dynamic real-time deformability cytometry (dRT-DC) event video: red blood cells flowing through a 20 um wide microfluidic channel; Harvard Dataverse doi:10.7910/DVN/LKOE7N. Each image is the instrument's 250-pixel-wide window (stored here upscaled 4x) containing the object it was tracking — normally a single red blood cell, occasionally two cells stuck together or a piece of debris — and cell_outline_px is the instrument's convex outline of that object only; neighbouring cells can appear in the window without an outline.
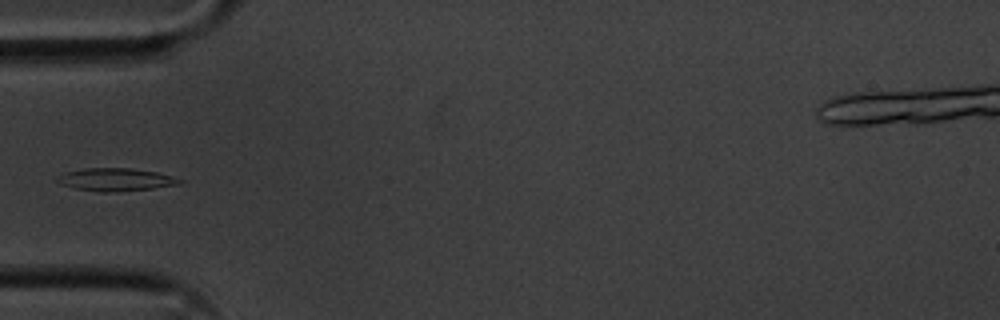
{"species": "common noctule bat (a hibernating species)", "species_latin": "Nyctalus noctula", "temperature_condition": "cold", "stored_images_in_passage": 39, "camera_frame_rate_fps": 3000, "um_per_image_px": 0.085, "animal": {"sex": "male", "body_mass_g": 20.1, "forearm_length_mm": 53.5}, "frame": {"image": 1, "passage_image": 1, "time_ms": 0.0, "image_size_px": [1000, 320], "cell_outline_px": [[184, 180], [180, 184], [152, 188], [116, 192], [100, 192], [76, 188], [60, 184], [56, 180], [56, 176], [64, 172], [84, 168], [132, 168], [156, 172], [172, 176]], "centroid_in_image_um": [9.81, 15.26], "position_along_channel_um": 75.2, "area_um2": 16.3}}
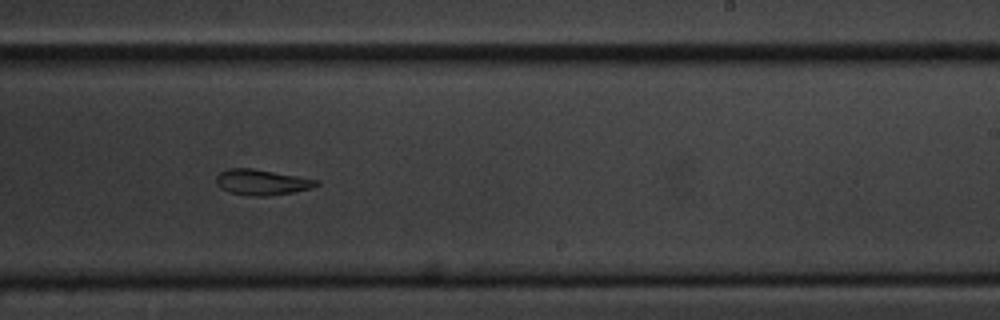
{"frame": {"image": 2, "passage_image": 17, "time_ms": 5.333, "image_size_px": [1000, 320], "cell_outline_px": [[320, 184], [312, 188], [292, 192], [268, 196], [252, 196], [228, 192], [220, 188], [216, 184], [216, 176], [220, 172], [228, 168], [252, 168], [296, 176], [316, 180]], "centroid_in_image_um": [22.2, 15.49], "position_along_channel_um": 266.8, "area_um2": 14.85}}
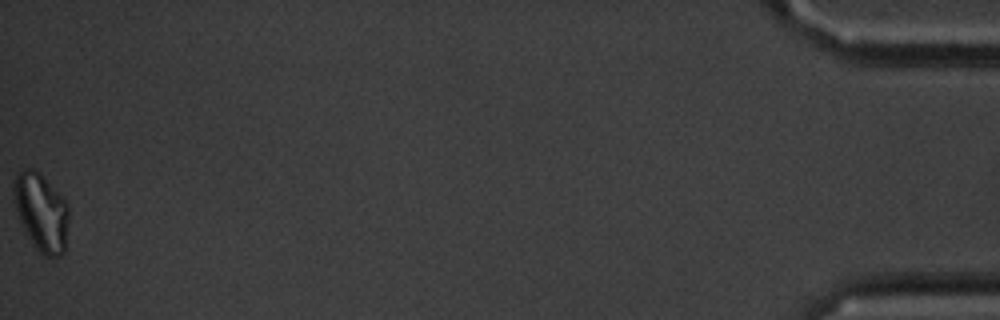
{"frame": {"image": 3, "passage_image": 39, "time_ms": 12.667, "image_size_px": [1000, 320], "cell_outline_px": [[68, 220], [64, 252], [60, 256], [44, 256], [32, 244], [20, 220], [12, 200], [12, 184], [16, 172], [20, 168], [32, 168], [40, 172], [68, 204]], "centroid_in_image_um": [3.46, 17.97], "position_along_channel_um": 431.7, "area_um2": 25.2}}